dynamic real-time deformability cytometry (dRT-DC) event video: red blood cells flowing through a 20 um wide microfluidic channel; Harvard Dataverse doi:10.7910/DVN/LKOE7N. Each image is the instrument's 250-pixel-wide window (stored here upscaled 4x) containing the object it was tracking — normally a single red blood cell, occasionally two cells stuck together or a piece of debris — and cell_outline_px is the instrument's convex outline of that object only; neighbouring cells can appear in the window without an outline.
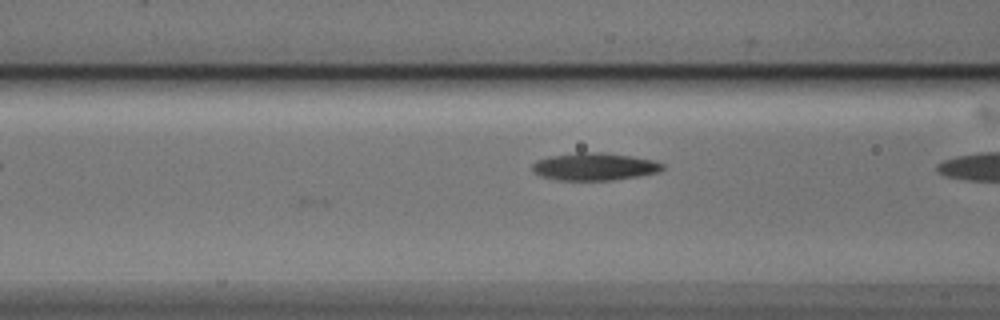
{"species": "Egyptian fruit bat (a non-hibernating species)", "species_latin": "Rousettus aegyptiacus", "temperature_condition": "cold", "stored_images_in_passage": 7, "camera_frame_rate_fps": 3000, "um_per_image_px": 0.085, "animal": {"sex": "male"}, "frame": {"image": 1, "passage_image": 6, "time_ms": 1.667, "image_size_px": [1000, 320], "cell_outline_px": [[664, 168], [660, 172], [612, 180], [556, 180], [540, 176], [532, 172], [532, 164], [536, 160], [548, 156], [576, 152], [604, 152], [652, 160], [664, 164]], "centroid_in_image_um": [50.47, 14.16], "position_along_channel_um": 116.1, "area_um2": 20.98}}